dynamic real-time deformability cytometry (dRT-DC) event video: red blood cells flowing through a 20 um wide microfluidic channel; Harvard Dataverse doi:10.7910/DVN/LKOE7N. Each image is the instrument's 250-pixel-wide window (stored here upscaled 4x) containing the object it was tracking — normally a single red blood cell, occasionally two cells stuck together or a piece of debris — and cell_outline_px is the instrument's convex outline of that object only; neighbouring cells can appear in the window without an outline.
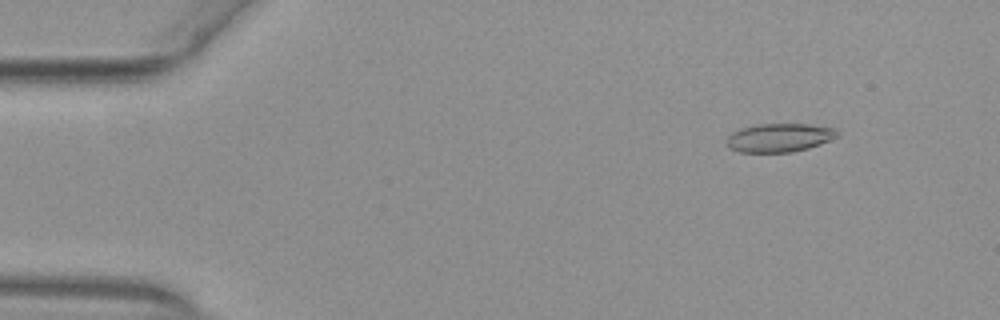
{"species": "common noctule bat (a hibernating species)", "species_latin": "Nyctalus noctula", "temperature_condition": "warm", "stored_images_in_passage": 5, "camera_frame_rate_fps": 3000, "um_per_image_px": 0.085, "animal": {"sex": "female", "body_mass_g": 29.2, "forearm_length_mm": 56.3}, "frame": {"image": 1, "passage_image": 1, "time_ms": 0.0, "image_size_px": [1000, 320], "cell_outline_px": [[840, 136], [820, 144], [808, 148], [792, 152], [740, 152], [728, 148], [728, 136], [732, 132], [740, 128], [756, 124], [808, 124], [836, 128]], "centroid_in_image_um": [66.27, 11.69], "position_along_channel_um": 18.7, "area_um2": 18.5}}